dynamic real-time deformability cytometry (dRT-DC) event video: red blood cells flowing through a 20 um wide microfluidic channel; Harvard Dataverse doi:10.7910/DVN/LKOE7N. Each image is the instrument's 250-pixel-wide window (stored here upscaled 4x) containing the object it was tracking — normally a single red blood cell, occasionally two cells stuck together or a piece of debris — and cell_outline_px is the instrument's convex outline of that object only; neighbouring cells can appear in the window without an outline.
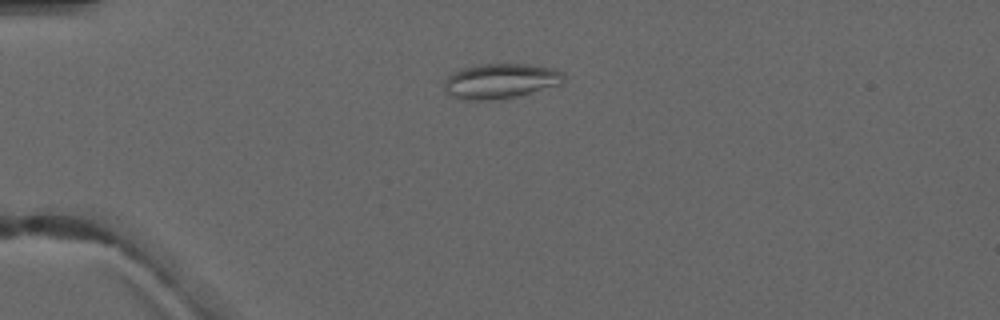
{"species": "common noctule bat (a hibernating species)", "species_latin": "Nyctalus noctula", "temperature_condition": "warm", "stored_images_in_passage": 6, "camera_frame_rate_fps": 3000, "um_per_image_px": 0.085, "animal": {"sex": "male", "forearm_length_mm": 52.5}, "frame": {"image": 1, "passage_image": 6, "time_ms": 6.0, "image_size_px": [1000, 320], "cell_outline_px": [[564, 80], [560, 84], [516, 96], [492, 100], [472, 100], [452, 96], [444, 92], [444, 80], [452, 72], [476, 64], [528, 64], [552, 68], [564, 72]], "centroid_in_image_um": [42.51, 6.87], "position_along_channel_um": 42.5, "area_um2": 24.28}}